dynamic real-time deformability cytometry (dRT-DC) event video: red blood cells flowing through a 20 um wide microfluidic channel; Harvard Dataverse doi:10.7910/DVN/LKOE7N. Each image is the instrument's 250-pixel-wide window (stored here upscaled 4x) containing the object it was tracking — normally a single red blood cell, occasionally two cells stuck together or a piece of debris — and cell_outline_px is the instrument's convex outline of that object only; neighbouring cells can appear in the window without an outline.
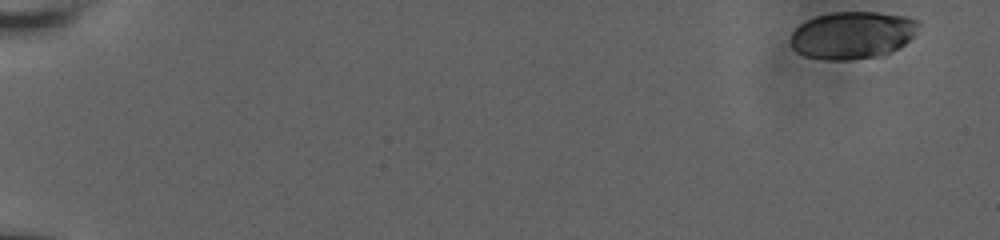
{"species": "human", "species_latin": "Homo sapiens", "temperature_condition": "room temperature", "stored_images_in_passage": 49, "camera_frame_rate_fps": 3000, "um_per_image_px": 0.085, "donor": {"sex": "male"}, "frame": {"image": 1, "passage_image": 1, "time_ms": 0.0, "image_size_px": [1000, 240], "cell_outline_px": [[920, 24], [912, 36], [900, 48], [892, 52], [880, 56], [852, 60], [824, 60], [804, 56], [796, 52], [792, 48], [792, 32], [800, 24], [816, 16], [832, 12], [876, 12], [904, 16], [920, 20]], "centroid_in_image_um": [72.46, 3.0], "position_along_channel_um": 12.5, "area_um2": 35.49}}
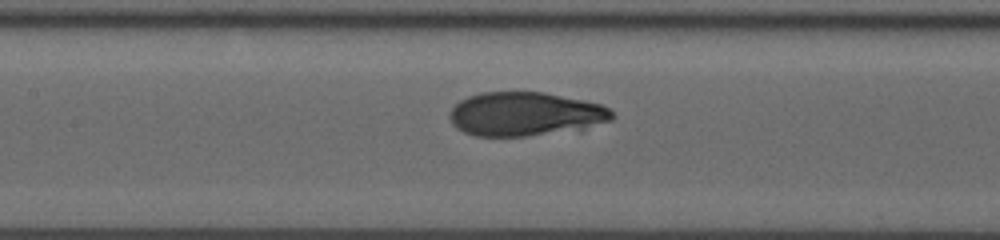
{"frame": {"image": 2, "passage_image": 28, "time_ms": 9.0, "image_size_px": [1000, 240], "cell_outline_px": [[616, 116], [612, 120], [580, 132], [528, 136], [476, 136], [464, 132], [456, 128], [452, 124], [448, 116], [448, 112], [460, 100], [468, 96], [480, 92], [544, 92], [584, 100], [600, 104], [608, 108]], "centroid_in_image_um": [44.7, 9.72], "position_along_channel_um": 162.7, "area_um2": 42.54}}
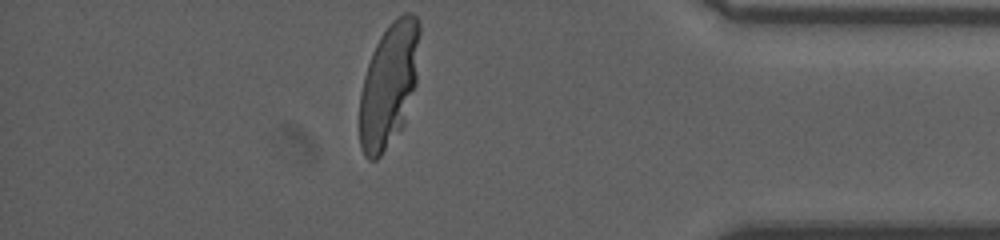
{"frame": {"image": 3, "passage_image": 49, "time_ms": 16.0, "image_size_px": [1000, 240], "cell_outline_px": [[420, 32], [416, 84], [404, 124], [380, 156], [376, 160], [368, 160], [364, 156], [360, 144], [360, 92], [364, 76], [372, 52], [380, 36], [388, 24], [396, 16], [404, 12], [412, 12], [416, 16], [420, 24]], "centroid_in_image_um": [33.07, 7.18], "position_along_channel_um": 402.1, "area_um2": 43.64}, "authors_computed_cell_mechanics": {"area_um2": 41.3848, "velocity_mm_per_s": 3.8179, "shape_relaxation_time_tau1_ms": 3.9621, "shape_relaxation_time_tau2_ms": 1.0451, "deformation_change_tau1": 0.1756, "deformation_change_tau2": 0.0505}}